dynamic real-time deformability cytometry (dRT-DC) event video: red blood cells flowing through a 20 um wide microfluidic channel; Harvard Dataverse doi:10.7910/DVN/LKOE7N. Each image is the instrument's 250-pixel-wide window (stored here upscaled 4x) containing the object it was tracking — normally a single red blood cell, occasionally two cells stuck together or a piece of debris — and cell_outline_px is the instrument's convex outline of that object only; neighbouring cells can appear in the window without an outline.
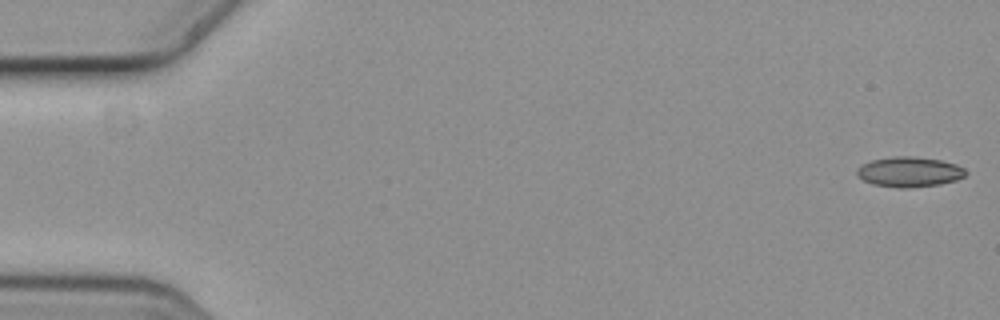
{"species": "common noctule bat (a hibernating species)", "species_latin": "Nyctalus noctula", "temperature_condition": "cold", "stored_images_in_passage": 6, "camera_frame_rate_fps": 3000, "um_per_image_px": 0.085, "animal": {"sex": "female", "body_mass_g": 19.3, "forearm_length_mm": 54.1}, "frame": {"image": 1, "passage_image": 1, "time_ms": 0.0, "image_size_px": [1000, 320], "cell_outline_px": [[968, 172], [964, 176], [956, 180], [940, 184], [908, 188], [896, 188], [872, 184], [856, 176], [856, 168], [872, 160], [892, 156], [916, 156], [940, 160], [956, 164], [964, 168]], "centroid_in_image_um": [77.28, 14.61], "position_along_channel_um": 7.7, "area_um2": 19.25}}
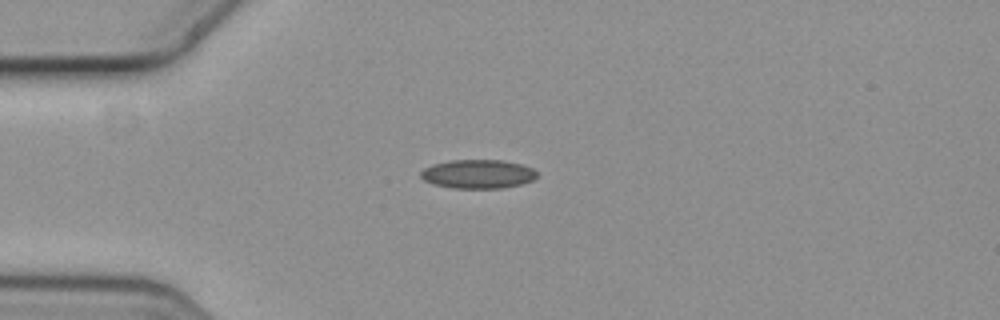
{"frame": {"image": 2, "passage_image": 5, "time_ms": 1.333, "image_size_px": [1000, 320], "cell_outline_px": [[536, 176], [532, 180], [520, 184], [500, 188], [452, 188], [432, 184], [424, 180], [420, 176], [420, 172], [424, 168], [432, 164], [452, 160], [504, 160], [520, 164], [532, 168], [536, 172]], "centroid_in_image_um": [40.58, 14.79], "position_along_channel_um": 44.4, "area_um2": 19.48}}